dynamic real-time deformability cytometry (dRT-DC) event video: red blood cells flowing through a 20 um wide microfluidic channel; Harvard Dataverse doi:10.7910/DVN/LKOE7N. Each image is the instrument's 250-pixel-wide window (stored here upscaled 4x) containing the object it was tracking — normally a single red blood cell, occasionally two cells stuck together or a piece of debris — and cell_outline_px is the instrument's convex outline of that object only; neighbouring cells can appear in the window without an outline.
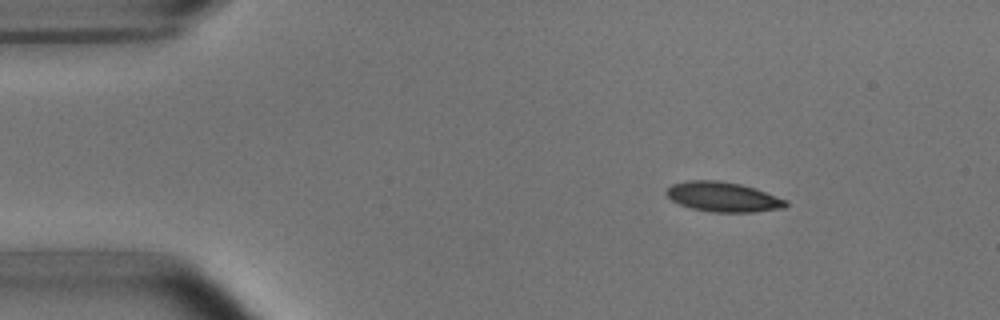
{"species": "common noctule bat (a hibernating species)", "species_latin": "Nyctalus noctula", "temperature_condition": "room temperature", "stored_images_in_passage": 4, "camera_frame_rate_fps": 3000, "um_per_image_px": 0.085, "animal": {"sex": "male", "body_mass_g": 15.6}, "frame": {"image": 1, "passage_image": 2, "time_ms": 1.0, "image_size_px": [1000, 320], "cell_outline_px": [[788, 204], [784, 208], [752, 212], [712, 212], [692, 208], [680, 204], [672, 200], [664, 192], [672, 184], [688, 180], [716, 180], [740, 184], [788, 200]], "centroid_in_image_um": [61.44, 16.74], "position_along_channel_um": 23.6, "area_um2": 20.52}}